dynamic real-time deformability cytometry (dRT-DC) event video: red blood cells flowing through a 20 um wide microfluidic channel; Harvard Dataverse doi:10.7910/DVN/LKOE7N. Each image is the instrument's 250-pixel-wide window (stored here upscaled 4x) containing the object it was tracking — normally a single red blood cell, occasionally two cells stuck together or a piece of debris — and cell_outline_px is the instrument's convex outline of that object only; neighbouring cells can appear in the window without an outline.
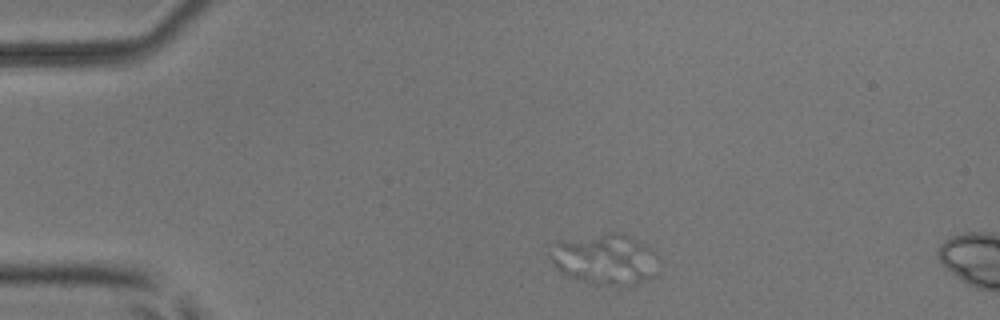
{"species": "common noctule bat (a hibernating species)", "species_latin": "Nyctalus noctula", "temperature_condition": "room temperature", "stored_images_in_passage": 3, "camera_frame_rate_fps": 3000, "um_per_image_px": 0.085, "animal": {"sex": "male", "body_mass_g": 17.9, "forearm_length_mm": 54.2}, "frame": {"image": 1, "passage_image": 1, "time_ms": 0.0, "image_size_px": [1000, 320], "cell_outline_px": [[656, 276], [628, 288], [592, 284], [560, 272], [552, 264], [548, 256], [548, 252], [556, 240], [608, 232], [616, 232], [628, 236], [636, 240], [648, 248], [656, 256]], "centroid_in_image_um": [51.37, 22.06], "position_along_channel_um": 33.6, "area_um2": 32.66}}